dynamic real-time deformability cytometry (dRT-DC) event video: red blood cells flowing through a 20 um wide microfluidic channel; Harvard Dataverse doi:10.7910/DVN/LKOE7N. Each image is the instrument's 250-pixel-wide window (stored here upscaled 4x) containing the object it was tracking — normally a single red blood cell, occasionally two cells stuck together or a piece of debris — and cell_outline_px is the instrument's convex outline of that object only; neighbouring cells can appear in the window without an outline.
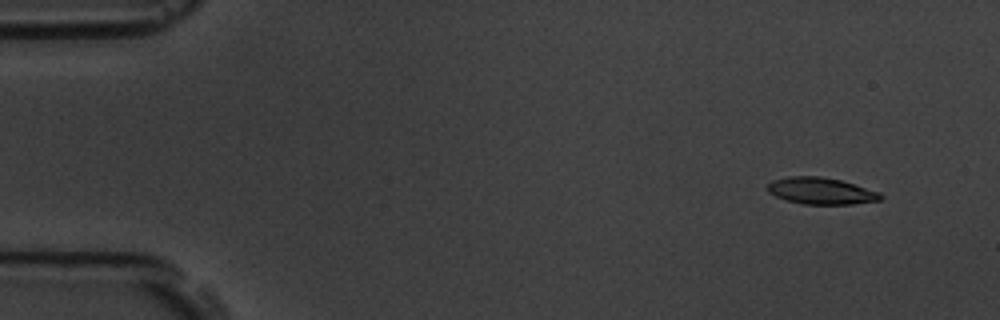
{"species": "common noctule bat (a hibernating species)", "species_latin": "Nyctalus noctula", "temperature_condition": "room temperature", "stored_images_in_passage": 11, "camera_frame_rate_fps": 3000, "um_per_image_px": 0.085, "animal": {"sex": "male", "body_mass_g": 19.5, "forearm_length_mm": 54.6}, "frame": {"image": 1, "passage_image": 2, "time_ms": 1.333, "image_size_px": [1000, 320], "cell_outline_px": [[884, 196], [880, 200], [852, 204], [804, 204], [788, 200], [776, 196], [768, 192], [768, 184], [772, 180], [788, 176], [820, 176], [840, 180], [880, 192]], "centroid_in_image_um": [69.79, 16.22], "position_along_channel_um": 15.2, "area_um2": 17.46}}
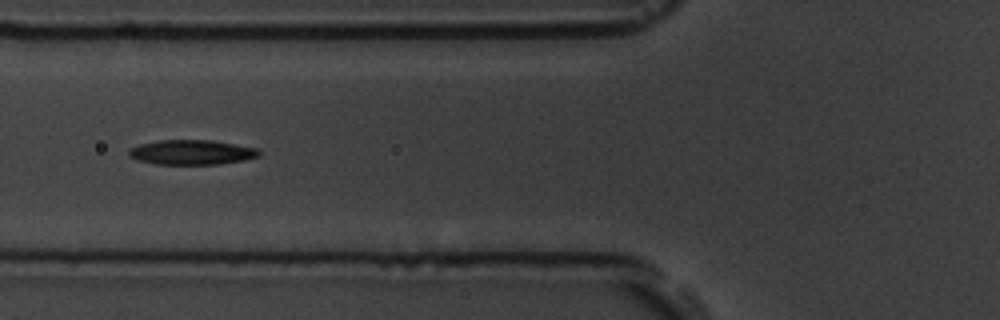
{"frame": {"image": 2, "passage_image": 7, "time_ms": 7.0, "image_size_px": [1000, 320], "cell_outline_px": [[260, 156], [244, 160], [220, 164], [156, 164], [140, 160], [128, 156], [128, 148], [140, 144], [160, 140], [212, 140], [260, 148]], "centroid_in_image_um": [16.32, 12.94], "position_along_channel_um": 109.5, "area_um2": 18.9}}
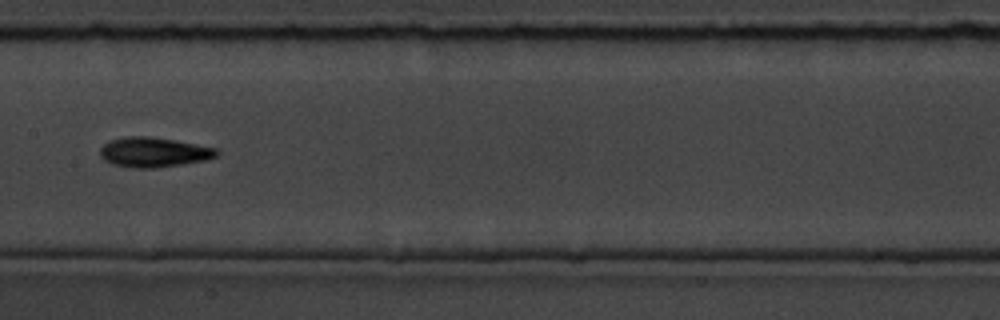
{"frame": {"image": 3, "passage_image": 9, "time_ms": 9.333, "image_size_px": [1000, 320], "cell_outline_px": [[220, 152], [216, 156], [204, 160], [156, 168], [132, 168], [112, 164], [104, 160], [100, 156], [100, 148], [104, 144], [112, 140], [128, 136], [148, 136], [176, 140], [216, 148]], "centroid_in_image_um": [13.05, 12.94], "position_along_channel_um": 194.4, "area_um2": 20.17}}